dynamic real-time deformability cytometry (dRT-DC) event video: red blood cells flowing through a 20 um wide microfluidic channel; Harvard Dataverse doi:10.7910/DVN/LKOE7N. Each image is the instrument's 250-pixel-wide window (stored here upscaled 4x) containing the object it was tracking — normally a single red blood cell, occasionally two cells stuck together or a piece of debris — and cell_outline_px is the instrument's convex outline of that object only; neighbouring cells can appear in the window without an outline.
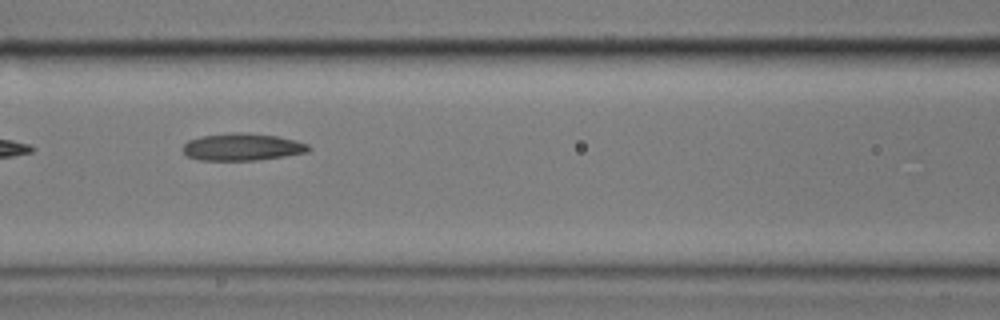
{"species": "common noctule bat (a hibernating species)", "species_latin": "Nyctalus noctula", "temperature_condition": "cold", "stored_images_in_passage": 5, "camera_frame_rate_fps": 3000, "um_per_image_px": 0.085, "animal": {"sex": "male", "body_mass_g": 17.9}, "frame": {"image": 1, "passage_image": 5, "time_ms": 5.333, "image_size_px": [1000, 320], "cell_outline_px": [[312, 148], [308, 152], [284, 156], [256, 160], [200, 160], [188, 156], [184, 152], [184, 144], [188, 140], [200, 136], [232, 132], [248, 132], [276, 136], [296, 140], [308, 144]], "centroid_in_image_um": [20.61, 12.48], "position_along_channel_um": 146.0, "area_um2": 20.0}}